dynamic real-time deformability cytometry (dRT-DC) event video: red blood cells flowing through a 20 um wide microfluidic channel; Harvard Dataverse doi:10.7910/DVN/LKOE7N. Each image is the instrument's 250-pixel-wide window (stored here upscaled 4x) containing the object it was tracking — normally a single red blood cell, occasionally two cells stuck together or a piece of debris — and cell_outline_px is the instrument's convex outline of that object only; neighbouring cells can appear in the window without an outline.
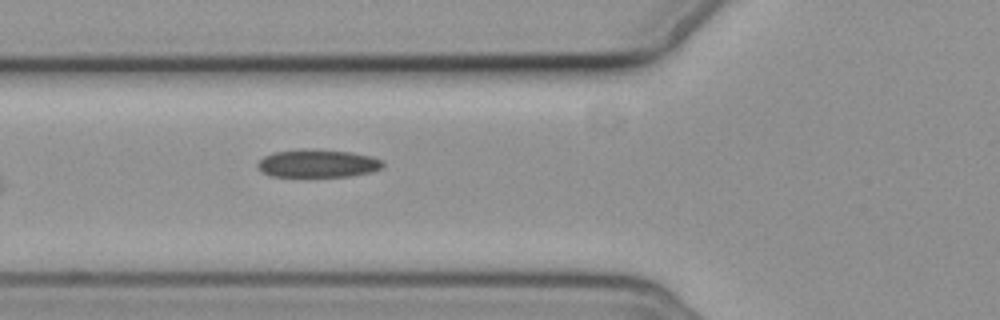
{"species": "common noctule bat (a hibernating species)", "species_latin": "Nyctalus noctula", "temperature_condition": "cold", "stored_images_in_passage": 6, "camera_frame_rate_fps": 3000, "um_per_image_px": 0.085, "animal": {"sex": "female", "body_mass_g": 19.3, "forearm_length_mm": 54.1}, "frame": {"image": 1, "passage_image": 6, "time_ms": 7.0, "image_size_px": [1000, 320], "cell_outline_px": [[384, 168], [372, 172], [352, 176], [272, 176], [264, 172], [256, 164], [264, 156], [272, 152], [300, 148], [312, 148], [352, 152], [372, 156], [384, 160]], "centroid_in_image_um": [27.07, 13.87], "position_along_channel_um": 98.7, "area_um2": 20.75}}